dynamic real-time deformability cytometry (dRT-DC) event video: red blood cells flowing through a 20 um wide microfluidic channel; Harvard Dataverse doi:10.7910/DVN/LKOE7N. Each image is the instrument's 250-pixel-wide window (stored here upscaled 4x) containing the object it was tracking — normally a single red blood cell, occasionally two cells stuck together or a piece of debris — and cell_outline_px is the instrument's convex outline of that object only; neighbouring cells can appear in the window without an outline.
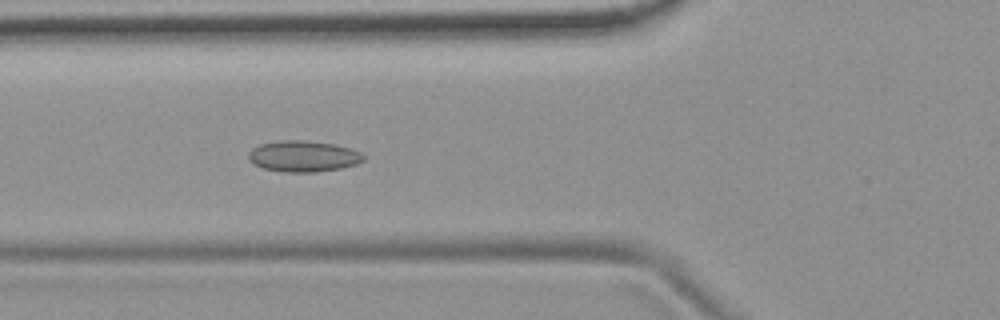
{"species": "common noctule bat (a hibernating species)", "species_latin": "Nyctalus noctula", "temperature_condition": "room temperature", "stored_images_in_passage": 6, "camera_frame_rate_fps": 3000, "um_per_image_px": 0.085, "animal": {"sex": "female", "body_mass_g": 19.9}, "frame": {"image": 1, "passage_image": 6, "time_ms": 5.667, "image_size_px": [1000, 320], "cell_outline_px": [[364, 160], [356, 164], [340, 168], [316, 172], [284, 172], [264, 168], [252, 164], [248, 160], [248, 152], [252, 148], [260, 144], [280, 140], [304, 140], [332, 144], [352, 148], [360, 152], [364, 156]], "centroid_in_image_um": [25.75, 13.28], "position_along_channel_um": 100.0, "area_um2": 20.92}}